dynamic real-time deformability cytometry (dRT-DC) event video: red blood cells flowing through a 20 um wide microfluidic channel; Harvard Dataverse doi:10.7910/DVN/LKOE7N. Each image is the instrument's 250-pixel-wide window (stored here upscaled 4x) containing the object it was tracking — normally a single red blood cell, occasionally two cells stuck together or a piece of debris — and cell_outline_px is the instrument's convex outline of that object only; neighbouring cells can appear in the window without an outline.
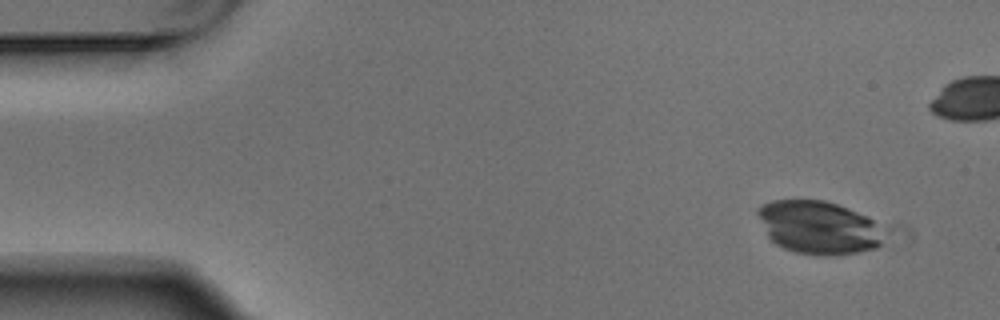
{"species": "Egyptian fruit bat (a non-hibernating species)", "species_latin": "Rousettus aegyptiacus", "temperature_condition": "warm", "stored_images_in_passage": 4, "camera_frame_rate_fps": 3000, "um_per_image_px": 0.085, "animal": {"sex": "male"}, "frame": {"image": 1, "passage_image": 1, "time_ms": 0.0, "image_size_px": [1000, 320], "cell_outline_px": [[880, 244], [876, 248], [856, 252], [796, 252], [784, 248], [776, 244], [768, 236], [756, 212], [756, 208], [772, 200], [824, 200], [848, 208], [868, 216], [872, 220], [880, 240]], "centroid_in_image_um": [69.47, 19.26], "position_along_channel_um": 15.5, "area_um2": 37.34}}